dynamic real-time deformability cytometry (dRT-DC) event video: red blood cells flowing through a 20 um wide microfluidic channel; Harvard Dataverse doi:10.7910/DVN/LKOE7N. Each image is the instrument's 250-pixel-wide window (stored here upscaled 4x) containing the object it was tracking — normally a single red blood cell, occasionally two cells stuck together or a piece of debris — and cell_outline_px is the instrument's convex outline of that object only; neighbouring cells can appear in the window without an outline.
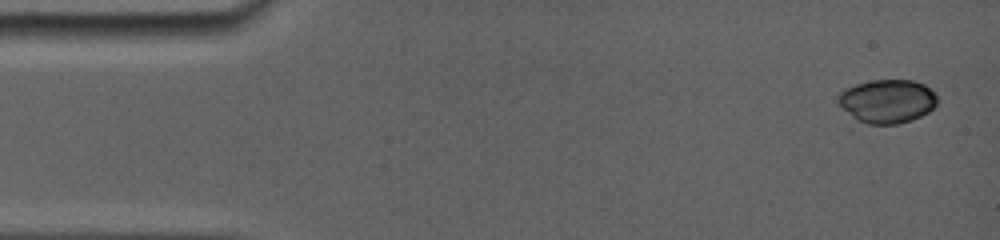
{"species": "common noctule bat (a hibernating species)", "species_latin": "Nyctalus noctula", "temperature_condition": "room temperature", "stored_images_in_passage": 6, "camera_frame_rate_fps": 5000, "um_per_image_px": 0.085, "animal": {"sex": "female", "body_mass_g": 19.0, "forearm_length_mm": 56.7}, "frame": {"image": 1, "passage_image": 1, "time_ms": 0.0, "image_size_px": [1000, 240], "cell_outline_px": [[936, 104], [928, 112], [920, 116], [896, 124], [868, 124], [860, 120], [844, 108], [840, 104], [840, 92], [844, 88], [856, 84], [872, 80], [912, 80], [924, 84], [936, 96]], "centroid_in_image_um": [75.44, 8.58], "position_along_channel_um": 9.6, "area_um2": 24.45}}
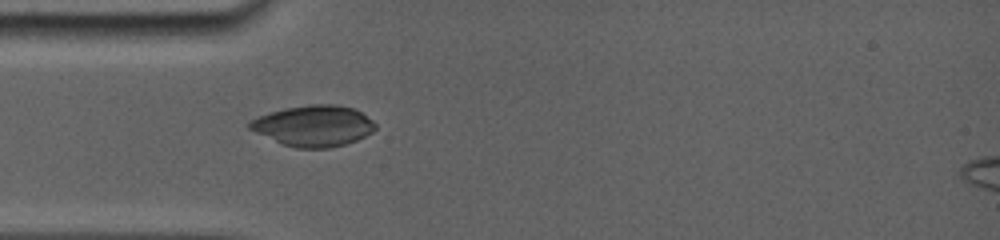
{"frame": {"image": 2, "passage_image": 5, "time_ms": 4.2, "image_size_px": [1000, 240], "cell_outline_px": [[376, 128], [372, 132], [356, 140], [344, 144], [328, 148], [300, 148], [284, 144], [248, 128], [248, 124], [252, 120], [260, 116], [284, 108], [312, 104], [336, 104], [352, 108], [360, 112], [372, 120], [376, 124]], "centroid_in_image_um": [26.69, 10.68], "position_along_channel_um": 58.3, "area_um2": 29.42}}